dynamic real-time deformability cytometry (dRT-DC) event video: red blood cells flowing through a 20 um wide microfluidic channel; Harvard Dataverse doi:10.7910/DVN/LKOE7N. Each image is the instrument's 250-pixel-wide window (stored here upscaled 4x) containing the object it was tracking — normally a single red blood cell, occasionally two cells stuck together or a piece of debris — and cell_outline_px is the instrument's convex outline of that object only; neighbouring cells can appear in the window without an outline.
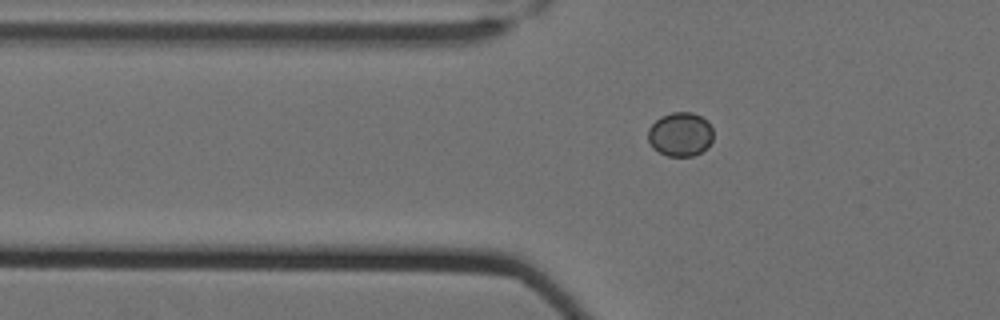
{"species": "Egyptian fruit bat (a non-hibernating species)", "species_latin": "Rousettus aegyptiacus", "temperature_condition": "cold", "stored_images_in_passage": 39, "camera_frame_rate_fps": 3000, "um_per_image_px": 0.085, "animal": {"sex": "female"}, "frame": {"image": 1, "passage_image": 2, "time_ms": 0.333, "image_size_px": [1000, 320], "cell_outline_px": [[712, 140], [708, 148], [692, 156], [668, 156], [652, 148], [648, 140], [648, 128], [660, 116], [672, 112], [692, 112], [708, 120], [712, 128]], "centroid_in_image_um": [57.83, 11.41], "position_along_channel_um": 68.0, "area_um2": 16.88}}
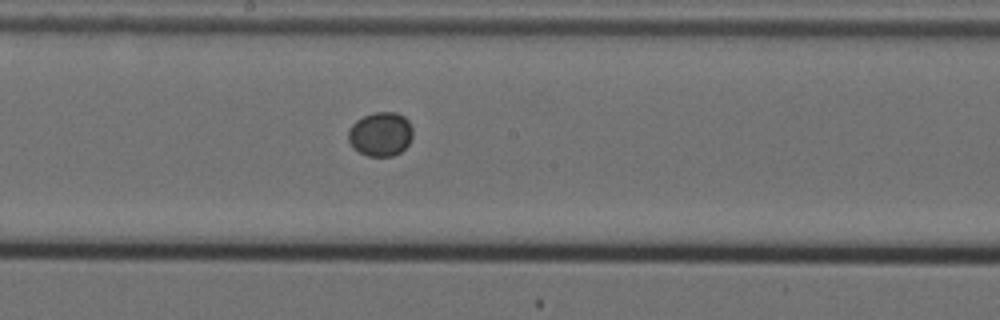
{"frame": {"image": 2, "passage_image": 15, "time_ms": 4.667, "image_size_px": [1000, 320], "cell_outline_px": [[412, 136], [408, 144], [400, 152], [392, 156], [368, 156], [352, 148], [348, 140], [348, 132], [352, 124], [356, 120], [364, 116], [376, 112], [396, 112], [404, 116], [408, 120], [412, 128]], "centroid_in_image_um": [32.33, 11.4], "position_along_channel_um": 215.9, "area_um2": 16.59}}
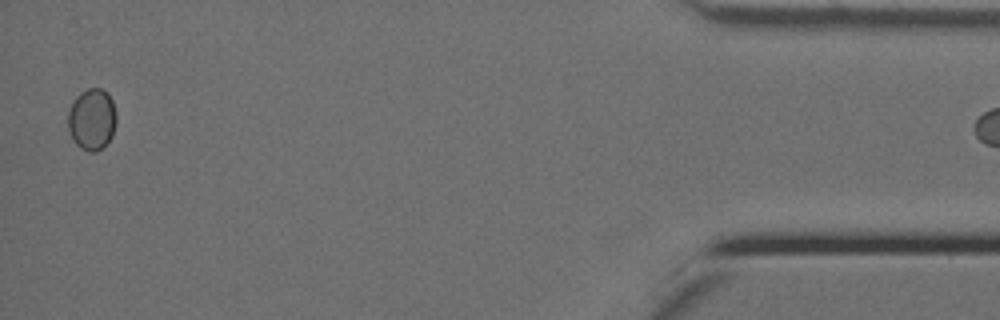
{"frame": {"image": 3, "passage_image": 39, "time_ms": 12.667, "image_size_px": [1000, 320], "cell_outline_px": [[116, 124], [112, 136], [104, 148], [96, 152], [88, 152], [80, 148], [76, 144], [68, 128], [68, 112], [76, 96], [80, 92], [88, 88], [100, 88], [108, 92], [112, 100], [116, 116]], "centroid_in_image_um": [7.83, 10.15], "position_along_channel_um": 427.4, "area_um2": 17.51}}